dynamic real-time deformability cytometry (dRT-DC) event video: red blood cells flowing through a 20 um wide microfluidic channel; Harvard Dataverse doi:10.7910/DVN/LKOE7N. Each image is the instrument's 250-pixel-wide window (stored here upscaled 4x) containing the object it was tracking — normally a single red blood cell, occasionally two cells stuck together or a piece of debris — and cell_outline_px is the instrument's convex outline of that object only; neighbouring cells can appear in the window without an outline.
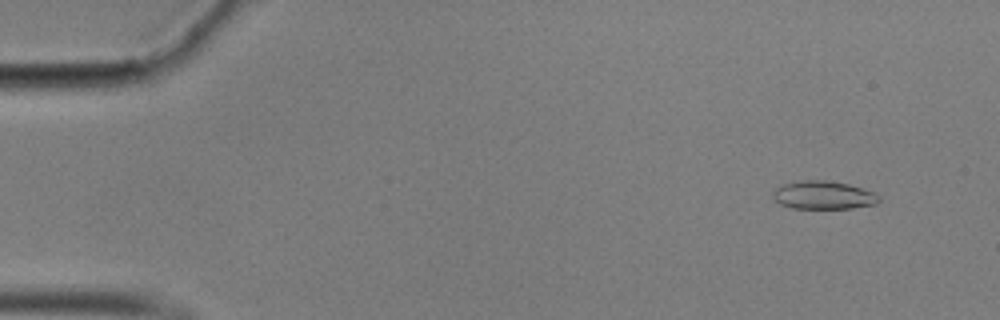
{"species": "common noctule bat (a hibernating species)", "species_latin": "Nyctalus noctula", "temperature_condition": "cold", "stored_images_in_passage": 11, "camera_frame_rate_fps": 3000, "um_per_image_px": 0.085, "animal": {"sex": "male", "body_mass_g": 17.9}, "frame": {"image": 1, "passage_image": 1, "time_ms": 0.0, "image_size_px": [1000, 320], "cell_outline_px": [[880, 200], [876, 204], [852, 208], [792, 208], [780, 204], [772, 196], [772, 192], [776, 188], [784, 184], [796, 180], [824, 180], [848, 184], [876, 192], [880, 196]], "centroid_in_image_um": [70.0, 16.58], "position_along_channel_um": 15.0, "area_um2": 17.51}}